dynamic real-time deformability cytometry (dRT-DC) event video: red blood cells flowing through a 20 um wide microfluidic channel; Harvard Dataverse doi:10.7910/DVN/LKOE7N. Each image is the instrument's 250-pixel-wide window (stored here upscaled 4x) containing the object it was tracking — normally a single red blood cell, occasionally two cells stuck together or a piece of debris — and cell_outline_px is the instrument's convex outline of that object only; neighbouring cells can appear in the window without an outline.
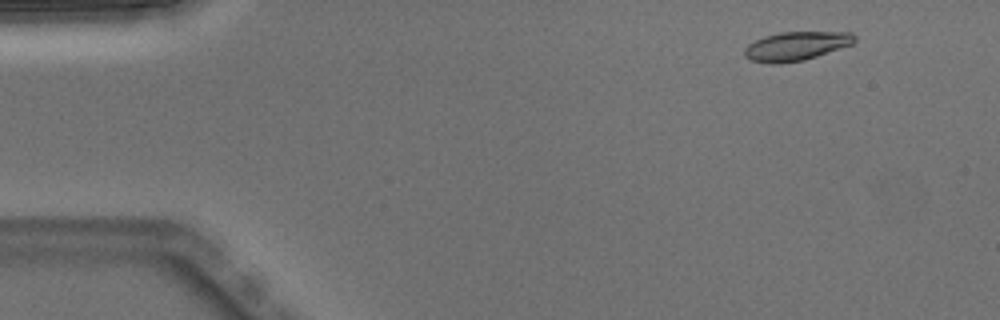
{"species": "Egyptian fruit bat (a non-hibernating species)", "species_latin": "Rousettus aegyptiacus", "temperature_condition": "warm", "stored_images_in_passage": 2, "camera_frame_rate_fps": 3000, "um_per_image_px": 0.085, "animal": {"sex": "male"}, "frame": {"image": 1, "passage_image": 2, "time_ms": 0.333, "image_size_px": [1000, 320], "cell_outline_px": [[856, 40], [852, 44], [804, 60], [776, 64], [772, 64], [752, 60], [744, 56], [744, 48], [748, 44], [764, 36], [780, 32], [852, 32], [856, 36]], "centroid_in_image_um": [67.66, 3.91], "position_along_channel_um": 17.3, "area_um2": 18.44}}